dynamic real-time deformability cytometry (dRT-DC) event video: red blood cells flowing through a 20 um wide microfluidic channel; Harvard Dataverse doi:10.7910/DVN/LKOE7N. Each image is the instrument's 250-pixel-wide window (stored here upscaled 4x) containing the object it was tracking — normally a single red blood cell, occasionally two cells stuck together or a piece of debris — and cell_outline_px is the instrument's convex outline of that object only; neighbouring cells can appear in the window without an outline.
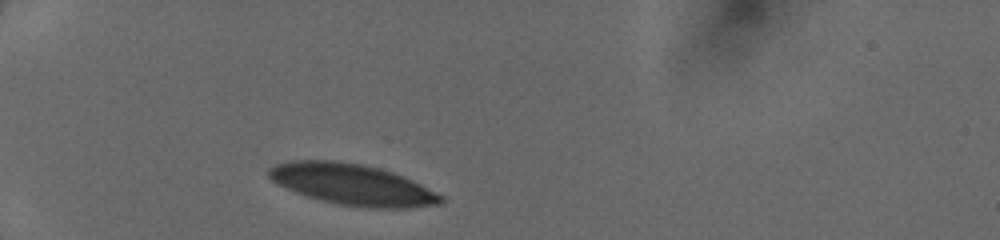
{"species": "human", "species_latin": "Homo sapiens", "temperature_condition": "cold", "stored_images_in_passage": 2, "camera_frame_rate_fps": 3000, "um_per_image_px": 0.085, "donor": {"sex": "female"}, "frame": {"image": 1, "passage_image": 1, "time_ms": 0.0, "image_size_px": [1000, 240], "cell_outline_px": [[444, 200], [440, 204], [404, 208], [368, 208], [336, 204], [320, 200], [296, 192], [276, 184], [268, 176], [268, 168], [276, 164], [292, 160], [336, 160], [364, 164], [380, 168], [404, 176], [444, 196]], "centroid_in_image_um": [29.94, 15.68], "position_along_channel_um": 55.1, "area_um2": 41.33}}